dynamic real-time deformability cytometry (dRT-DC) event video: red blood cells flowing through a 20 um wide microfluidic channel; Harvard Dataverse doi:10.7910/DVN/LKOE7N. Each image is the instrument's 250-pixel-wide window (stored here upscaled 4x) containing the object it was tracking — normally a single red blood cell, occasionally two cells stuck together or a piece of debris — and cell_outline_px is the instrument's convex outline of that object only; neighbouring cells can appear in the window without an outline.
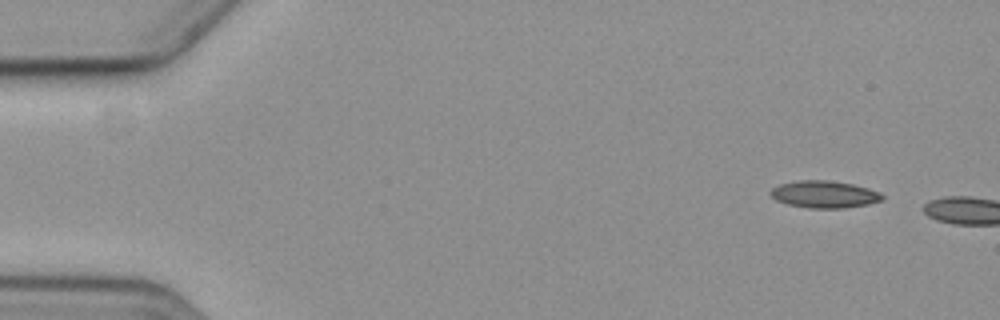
{"species": "common noctule bat (a hibernating species)", "species_latin": "Nyctalus noctula", "temperature_condition": "cold", "stored_images_in_passage": 2, "camera_frame_rate_fps": 3000, "um_per_image_px": 0.085, "animal": {"sex": "female", "body_mass_g": 19.3, "forearm_length_mm": 54.1}, "frame": {"image": 1, "passage_image": 1, "time_ms": 0.0, "image_size_px": [1000, 320], "cell_outline_px": [[884, 200], [868, 204], [840, 208], [812, 208], [788, 204], [776, 200], [768, 192], [772, 188], [780, 184], [800, 180], [828, 180], [852, 184], [868, 188], [880, 192], [884, 196]], "centroid_in_image_um": [70.08, 16.51], "position_along_channel_um": 14.9, "area_um2": 17.57}}